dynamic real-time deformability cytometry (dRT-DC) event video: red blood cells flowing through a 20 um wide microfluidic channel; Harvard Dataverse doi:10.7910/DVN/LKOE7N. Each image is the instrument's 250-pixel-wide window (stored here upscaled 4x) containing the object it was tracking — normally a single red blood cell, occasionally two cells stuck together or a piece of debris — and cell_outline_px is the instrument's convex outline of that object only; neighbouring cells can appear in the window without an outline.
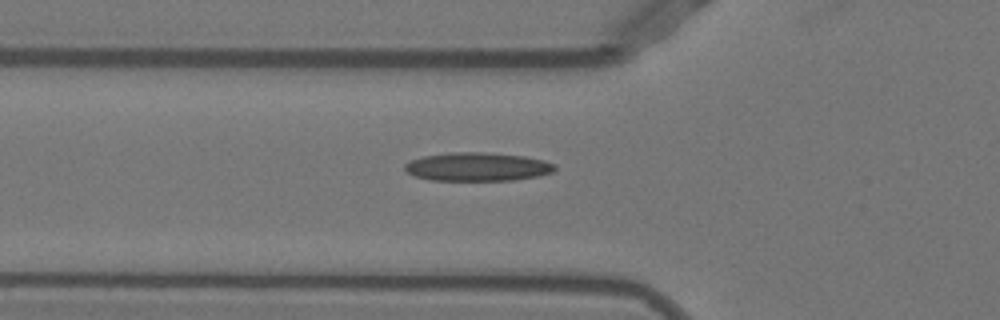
{"species": "Egyptian fruit bat (a non-hibernating species)", "species_latin": "Rousettus aegyptiacus", "temperature_condition": "warm", "stored_images_in_passage": 35, "camera_frame_rate_fps": 3000, "um_per_image_px": 0.085, "animal": {"sex": "female"}, "frame": {"image": 1, "passage_image": 2, "time_ms": 0.333, "image_size_px": [1000, 320], "cell_outline_px": [[556, 168], [552, 172], [540, 176], [512, 180], [432, 180], [416, 176], [408, 172], [404, 168], [404, 164], [412, 160], [424, 156], [452, 152], [484, 152], [524, 156], [544, 160], [556, 164]], "centroid_in_image_um": [40.62, 14.17], "position_along_channel_um": 85.2, "area_um2": 24.85}}
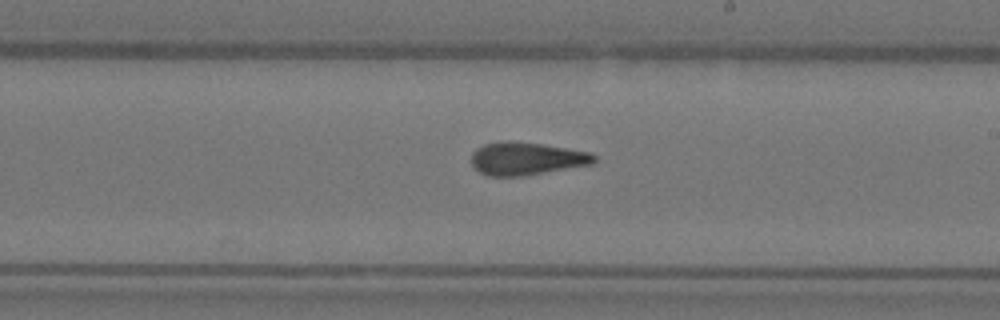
{"frame": {"image": 2, "passage_image": 14, "time_ms": 4.333, "image_size_px": [1000, 320], "cell_outline_px": [[596, 160], [592, 164], [524, 176], [488, 176], [480, 172], [472, 164], [472, 152], [476, 148], [484, 144], [504, 140], [508, 140], [544, 144], [588, 152], [596, 156]], "centroid_in_image_um": [44.73, 13.47], "position_along_channel_um": 244.3, "area_um2": 23.52}}
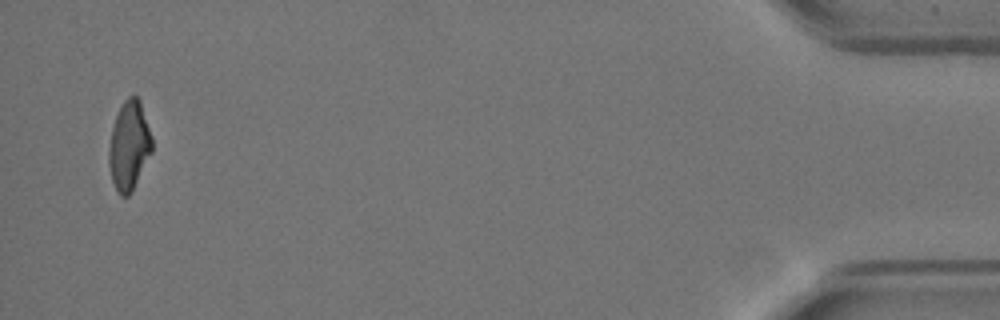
{"frame": {"image": 3, "passage_image": 34, "time_ms": 11.0, "image_size_px": [1000, 320], "cell_outline_px": [[152, 152], [132, 192], [128, 196], [120, 196], [116, 192], [112, 180], [108, 164], [108, 148], [112, 128], [116, 116], [124, 100], [128, 96], [136, 96], [140, 100], [152, 136]], "centroid_in_image_um": [10.97, 12.41], "position_along_channel_um": 424.2, "area_um2": 22.54}}